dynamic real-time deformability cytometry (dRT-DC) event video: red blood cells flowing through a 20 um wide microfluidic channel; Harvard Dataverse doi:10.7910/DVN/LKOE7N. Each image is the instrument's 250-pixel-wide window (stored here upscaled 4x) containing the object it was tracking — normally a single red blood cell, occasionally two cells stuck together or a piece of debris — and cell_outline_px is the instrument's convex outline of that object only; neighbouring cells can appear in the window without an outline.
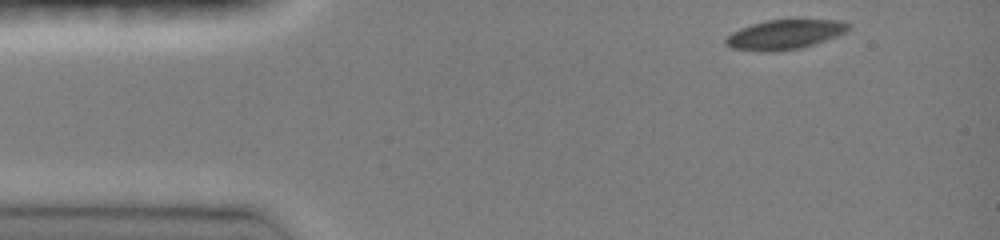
{"species": "common noctule bat (a hibernating species)", "species_latin": "Nyctalus noctula", "temperature_condition": "room temperature", "stored_images_in_passage": 39, "camera_frame_rate_fps": 3000, "um_per_image_px": 0.085, "animal": {"sex": "female", "body_mass_g": 19.0, "forearm_length_mm": 51.5}, "frame": {"image": 1, "passage_image": 1, "time_ms": 0.0, "image_size_px": [1000, 240], "cell_outline_px": [[848, 28], [844, 32], [836, 36], [800, 48], [776, 52], [764, 52], [732, 48], [724, 44], [724, 40], [732, 32], [740, 28], [752, 24], [768, 20], [844, 20], [848, 24]], "centroid_in_image_um": [66.64, 2.94], "position_along_channel_um": 18.4, "area_um2": 20.92}}
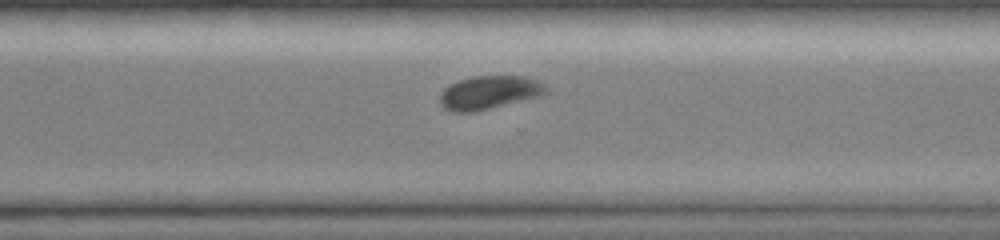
{"frame": {"image": 2, "passage_image": 30, "time_ms": 9.667, "image_size_px": [1000, 240], "cell_outline_px": [[548, 92], [540, 96], [476, 112], [452, 112], [444, 108], [440, 104], [440, 92], [444, 88], [460, 80], [472, 76], [524, 76], [536, 80], [544, 84], [548, 88]], "centroid_in_image_um": [41.58, 7.87], "position_along_channel_um": 329.0, "area_um2": 20.75}}
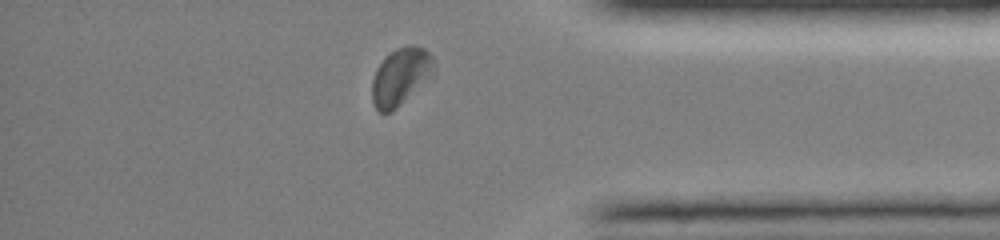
{"frame": {"image": 3, "passage_image": 36, "time_ms": 11.667, "image_size_px": [1000, 240], "cell_outline_px": [[432, 64], [428, 72], [400, 104], [392, 112], [380, 112], [376, 108], [372, 100], [372, 80], [376, 68], [384, 56], [396, 48], [412, 44], [424, 48], [432, 56]], "centroid_in_image_um": [33.91, 6.45], "position_along_channel_um": 401.3, "area_um2": 19.36}, "authors_computed_cell_mechanics": {"area_um2": 21.5594, "velocity_mm_per_s": 4.005, "shape_relaxation_time_tau1_ms": 5.681, "shape_relaxation_time_tau2_ms": 3.9107, "deformation_change_tau1": 0.1426, "deformation_change_tau2": 0.0483}}